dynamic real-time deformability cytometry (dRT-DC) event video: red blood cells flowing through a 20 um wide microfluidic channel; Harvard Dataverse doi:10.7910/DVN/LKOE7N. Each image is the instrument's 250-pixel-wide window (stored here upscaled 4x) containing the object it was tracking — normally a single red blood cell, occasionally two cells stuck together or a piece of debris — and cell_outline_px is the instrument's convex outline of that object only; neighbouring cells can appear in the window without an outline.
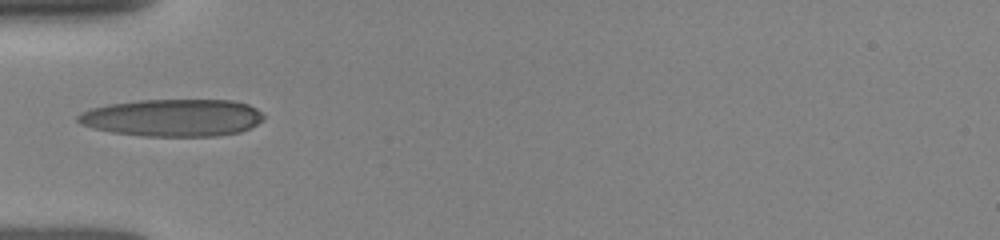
{"species": "human", "species_latin": "Homo sapiens", "temperature_condition": "room temperature", "stored_images_in_passage": 7, "camera_frame_rate_fps": 3000, "um_per_image_px": 0.085, "donor": {"sex": "female"}, "frame": {"image": 1, "passage_image": 1, "time_ms": 0.0, "image_size_px": [1000, 240], "cell_outline_px": [[264, 120], [240, 132], [216, 136], [144, 136], [112, 132], [92, 128], [80, 124], [76, 120], [76, 116], [80, 112], [92, 108], [108, 104], [140, 100], [232, 100], [248, 104], [256, 108], [264, 116]], "centroid_in_image_um": [14.66, 10.0], "position_along_channel_um": 70.3, "area_um2": 40.52}}
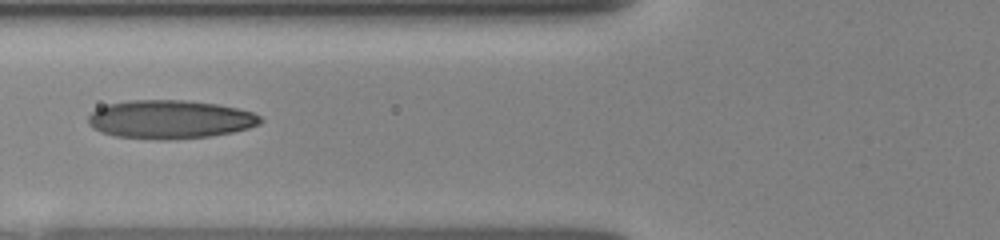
{"frame": {"image": 2, "passage_image": 6, "time_ms": 1.0, "image_size_px": [1000, 240], "cell_outline_px": [[264, 120], [260, 124], [248, 128], [232, 132], [208, 136], [172, 140], [152, 140], [116, 136], [100, 132], [92, 128], [88, 124], [88, 116], [96, 108], [108, 104], [128, 100], [184, 100], [216, 104], [236, 108], [252, 112], [260, 116]], "centroid_in_image_um": [14.41, 10.15], "position_along_channel_um": 111.4, "area_um2": 38.9}}